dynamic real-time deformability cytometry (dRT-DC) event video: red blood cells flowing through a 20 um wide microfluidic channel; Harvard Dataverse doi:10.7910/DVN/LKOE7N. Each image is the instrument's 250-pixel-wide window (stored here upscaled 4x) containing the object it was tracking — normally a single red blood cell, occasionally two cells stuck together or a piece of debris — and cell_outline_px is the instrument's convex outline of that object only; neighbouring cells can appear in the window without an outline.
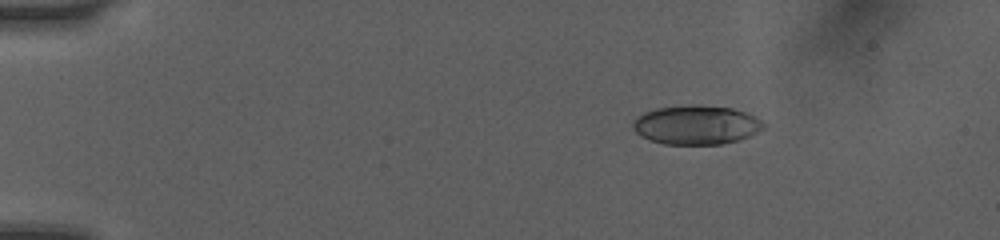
{"species": "human", "species_latin": "Homo sapiens", "temperature_condition": "room temperature", "stored_images_in_passage": 7, "camera_frame_rate_fps": 3000, "um_per_image_px": 0.085, "donor": {"sex": "female"}, "frame": {"image": 1, "passage_image": 4, "time_ms": 2.667, "image_size_px": [1000, 240], "cell_outline_px": [[768, 124], [764, 128], [740, 140], [720, 144], [664, 144], [640, 136], [632, 128], [632, 124], [636, 116], [644, 112], [656, 108], [692, 104], [696, 104], [732, 108], [756, 116]], "centroid_in_image_um": [59.19, 10.6], "position_along_channel_um": 25.8, "area_um2": 30.0}}
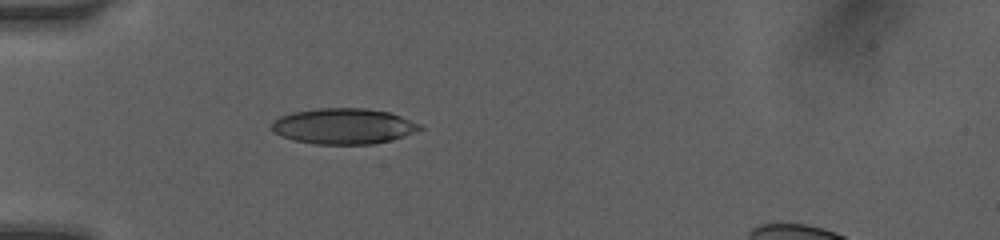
{"frame": {"image": 2, "passage_image": 7, "time_ms": 5.333, "image_size_px": [1000, 240], "cell_outline_px": [[424, 128], [404, 136], [372, 144], [312, 144], [292, 140], [280, 136], [272, 132], [272, 124], [280, 116], [292, 112], [320, 108], [364, 108], [388, 112], [400, 116], [420, 124]], "centroid_in_image_um": [29.16, 10.73], "position_along_channel_um": 55.8, "area_um2": 30.75}}